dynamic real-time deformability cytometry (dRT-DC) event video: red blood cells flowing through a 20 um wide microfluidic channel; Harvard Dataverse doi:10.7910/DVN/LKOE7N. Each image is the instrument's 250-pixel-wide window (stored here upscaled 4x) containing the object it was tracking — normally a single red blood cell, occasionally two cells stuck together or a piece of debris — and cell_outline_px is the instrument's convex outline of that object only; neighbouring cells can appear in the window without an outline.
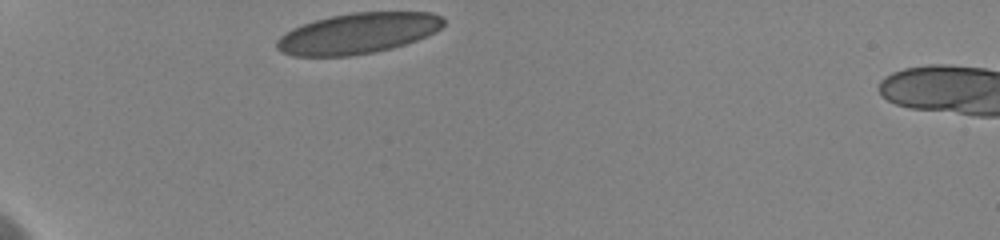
{"species": "human", "species_latin": "Homo sapiens", "temperature_condition": "cold", "stored_images_in_passage": 4, "camera_frame_rate_fps": 3000, "um_per_image_px": 0.085, "donor": {"sex": "female"}, "frame": {"image": 1, "passage_image": 1, "time_ms": 0.0, "image_size_px": [1000, 240], "cell_outline_px": [[444, 24], [436, 32], [428, 36], [392, 48], [372, 52], [348, 56], [292, 56], [280, 52], [276, 48], [276, 40], [280, 36], [292, 28], [316, 20], [332, 16], [352, 12], [432, 12], [444, 16]], "centroid_in_image_um": [30.43, 2.83], "position_along_channel_um": 54.6, "area_um2": 39.59}}